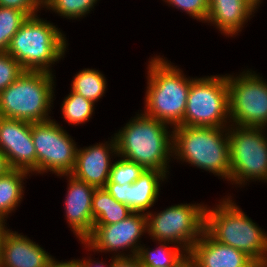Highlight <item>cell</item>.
<instances>
[{
    "label": "cell",
    "mask_w": 267,
    "mask_h": 267,
    "mask_svg": "<svg viewBox=\"0 0 267 267\" xmlns=\"http://www.w3.org/2000/svg\"><path fill=\"white\" fill-rule=\"evenodd\" d=\"M169 125L136 114L122 129L114 133L118 158L142 165L146 170H158L169 175V162L173 158V130ZM171 157V158H170Z\"/></svg>",
    "instance_id": "6da1fadb"
},
{
    "label": "cell",
    "mask_w": 267,
    "mask_h": 267,
    "mask_svg": "<svg viewBox=\"0 0 267 267\" xmlns=\"http://www.w3.org/2000/svg\"><path fill=\"white\" fill-rule=\"evenodd\" d=\"M147 64V87L143 113L173 128L184 118L190 84L184 72L165 57L154 56Z\"/></svg>",
    "instance_id": "7a4b0ae2"
},
{
    "label": "cell",
    "mask_w": 267,
    "mask_h": 267,
    "mask_svg": "<svg viewBox=\"0 0 267 267\" xmlns=\"http://www.w3.org/2000/svg\"><path fill=\"white\" fill-rule=\"evenodd\" d=\"M231 199V196H225L214 208L206 205L204 230L216 241L246 253L264 266L267 262V233Z\"/></svg>",
    "instance_id": "3957f363"
},
{
    "label": "cell",
    "mask_w": 267,
    "mask_h": 267,
    "mask_svg": "<svg viewBox=\"0 0 267 267\" xmlns=\"http://www.w3.org/2000/svg\"><path fill=\"white\" fill-rule=\"evenodd\" d=\"M173 130V159L230 181L228 127L179 125Z\"/></svg>",
    "instance_id": "277c9868"
},
{
    "label": "cell",
    "mask_w": 267,
    "mask_h": 267,
    "mask_svg": "<svg viewBox=\"0 0 267 267\" xmlns=\"http://www.w3.org/2000/svg\"><path fill=\"white\" fill-rule=\"evenodd\" d=\"M38 16L28 17L12 37L6 53L14 57L24 71L52 74V65L64 58L68 43L62 30Z\"/></svg>",
    "instance_id": "5b68a950"
},
{
    "label": "cell",
    "mask_w": 267,
    "mask_h": 267,
    "mask_svg": "<svg viewBox=\"0 0 267 267\" xmlns=\"http://www.w3.org/2000/svg\"><path fill=\"white\" fill-rule=\"evenodd\" d=\"M54 74L43 71H23L0 92V116L31 123L51 120L54 94Z\"/></svg>",
    "instance_id": "8992f818"
},
{
    "label": "cell",
    "mask_w": 267,
    "mask_h": 267,
    "mask_svg": "<svg viewBox=\"0 0 267 267\" xmlns=\"http://www.w3.org/2000/svg\"><path fill=\"white\" fill-rule=\"evenodd\" d=\"M227 74L196 78L191 82L183 121L193 127H229Z\"/></svg>",
    "instance_id": "52a82bcc"
},
{
    "label": "cell",
    "mask_w": 267,
    "mask_h": 267,
    "mask_svg": "<svg viewBox=\"0 0 267 267\" xmlns=\"http://www.w3.org/2000/svg\"><path fill=\"white\" fill-rule=\"evenodd\" d=\"M266 128L230 124V182L243 187L247 182H267Z\"/></svg>",
    "instance_id": "ba28073f"
},
{
    "label": "cell",
    "mask_w": 267,
    "mask_h": 267,
    "mask_svg": "<svg viewBox=\"0 0 267 267\" xmlns=\"http://www.w3.org/2000/svg\"><path fill=\"white\" fill-rule=\"evenodd\" d=\"M203 204H175L160 212L147 211V234L158 242H169L187 253L201 237L205 226Z\"/></svg>",
    "instance_id": "9c48e42d"
},
{
    "label": "cell",
    "mask_w": 267,
    "mask_h": 267,
    "mask_svg": "<svg viewBox=\"0 0 267 267\" xmlns=\"http://www.w3.org/2000/svg\"><path fill=\"white\" fill-rule=\"evenodd\" d=\"M252 70L227 74L230 123L267 127V82Z\"/></svg>",
    "instance_id": "30bf717a"
},
{
    "label": "cell",
    "mask_w": 267,
    "mask_h": 267,
    "mask_svg": "<svg viewBox=\"0 0 267 267\" xmlns=\"http://www.w3.org/2000/svg\"><path fill=\"white\" fill-rule=\"evenodd\" d=\"M36 150V173L71 174L76 162L77 144L56 120L32 123Z\"/></svg>",
    "instance_id": "8fae6325"
},
{
    "label": "cell",
    "mask_w": 267,
    "mask_h": 267,
    "mask_svg": "<svg viewBox=\"0 0 267 267\" xmlns=\"http://www.w3.org/2000/svg\"><path fill=\"white\" fill-rule=\"evenodd\" d=\"M146 232V213L133 212L126 219L118 223L94 225L92 233L81 244L85 246L84 248L88 249L87 251L95 253L96 251L101 253H113L115 251L114 257L136 256L141 245L139 240H141L140 238ZM127 249L132 254L123 252Z\"/></svg>",
    "instance_id": "7c38bea8"
},
{
    "label": "cell",
    "mask_w": 267,
    "mask_h": 267,
    "mask_svg": "<svg viewBox=\"0 0 267 267\" xmlns=\"http://www.w3.org/2000/svg\"><path fill=\"white\" fill-rule=\"evenodd\" d=\"M0 150L11 169L36 173L31 122L0 116Z\"/></svg>",
    "instance_id": "4fadbf2b"
},
{
    "label": "cell",
    "mask_w": 267,
    "mask_h": 267,
    "mask_svg": "<svg viewBox=\"0 0 267 267\" xmlns=\"http://www.w3.org/2000/svg\"><path fill=\"white\" fill-rule=\"evenodd\" d=\"M77 149L75 167L71 173L75 178L95 188H104L111 171L113 161L118 157L116 140Z\"/></svg>",
    "instance_id": "5bb4252c"
},
{
    "label": "cell",
    "mask_w": 267,
    "mask_h": 267,
    "mask_svg": "<svg viewBox=\"0 0 267 267\" xmlns=\"http://www.w3.org/2000/svg\"><path fill=\"white\" fill-rule=\"evenodd\" d=\"M67 177L68 187L64 201L65 217L74 235L83 242L93 231L94 219L92 215V196L95 187L75 178L71 174Z\"/></svg>",
    "instance_id": "9a60e30c"
},
{
    "label": "cell",
    "mask_w": 267,
    "mask_h": 267,
    "mask_svg": "<svg viewBox=\"0 0 267 267\" xmlns=\"http://www.w3.org/2000/svg\"><path fill=\"white\" fill-rule=\"evenodd\" d=\"M167 177L165 173L158 170H145L133 184L119 185L115 182H107L104 188L133 212L146 213L145 211L151 209L158 200L160 184Z\"/></svg>",
    "instance_id": "2e32d148"
},
{
    "label": "cell",
    "mask_w": 267,
    "mask_h": 267,
    "mask_svg": "<svg viewBox=\"0 0 267 267\" xmlns=\"http://www.w3.org/2000/svg\"><path fill=\"white\" fill-rule=\"evenodd\" d=\"M190 267H253L246 253L213 239L205 230L188 253Z\"/></svg>",
    "instance_id": "e0dca14e"
},
{
    "label": "cell",
    "mask_w": 267,
    "mask_h": 267,
    "mask_svg": "<svg viewBox=\"0 0 267 267\" xmlns=\"http://www.w3.org/2000/svg\"><path fill=\"white\" fill-rule=\"evenodd\" d=\"M54 259L50 253L26 235L10 229L5 234L0 267H48Z\"/></svg>",
    "instance_id": "ac0fdd59"
},
{
    "label": "cell",
    "mask_w": 267,
    "mask_h": 267,
    "mask_svg": "<svg viewBox=\"0 0 267 267\" xmlns=\"http://www.w3.org/2000/svg\"><path fill=\"white\" fill-rule=\"evenodd\" d=\"M255 12L257 10L246 0H209L205 23L213 24L221 34L233 37L242 31Z\"/></svg>",
    "instance_id": "d6986e66"
},
{
    "label": "cell",
    "mask_w": 267,
    "mask_h": 267,
    "mask_svg": "<svg viewBox=\"0 0 267 267\" xmlns=\"http://www.w3.org/2000/svg\"><path fill=\"white\" fill-rule=\"evenodd\" d=\"M94 225H110L126 219L133 211L118 202L105 188H96L92 196Z\"/></svg>",
    "instance_id": "ffe728a7"
},
{
    "label": "cell",
    "mask_w": 267,
    "mask_h": 267,
    "mask_svg": "<svg viewBox=\"0 0 267 267\" xmlns=\"http://www.w3.org/2000/svg\"><path fill=\"white\" fill-rule=\"evenodd\" d=\"M30 174L26 171L10 169L0 176V218H8V215L17 209L24 196V182Z\"/></svg>",
    "instance_id": "44dd1931"
},
{
    "label": "cell",
    "mask_w": 267,
    "mask_h": 267,
    "mask_svg": "<svg viewBox=\"0 0 267 267\" xmlns=\"http://www.w3.org/2000/svg\"><path fill=\"white\" fill-rule=\"evenodd\" d=\"M158 243L160 245L155 249L140 245L136 256L144 267H180L188 259V253L182 247L169 242Z\"/></svg>",
    "instance_id": "7402d4cb"
},
{
    "label": "cell",
    "mask_w": 267,
    "mask_h": 267,
    "mask_svg": "<svg viewBox=\"0 0 267 267\" xmlns=\"http://www.w3.org/2000/svg\"><path fill=\"white\" fill-rule=\"evenodd\" d=\"M106 78L99 70L85 68L75 74L71 90L93 103L103 97L106 91Z\"/></svg>",
    "instance_id": "603a6c76"
},
{
    "label": "cell",
    "mask_w": 267,
    "mask_h": 267,
    "mask_svg": "<svg viewBox=\"0 0 267 267\" xmlns=\"http://www.w3.org/2000/svg\"><path fill=\"white\" fill-rule=\"evenodd\" d=\"M94 106L95 103L71 90L64 98L60 108L64 120L69 125L77 126L90 120L95 109Z\"/></svg>",
    "instance_id": "cb8c5ba5"
},
{
    "label": "cell",
    "mask_w": 267,
    "mask_h": 267,
    "mask_svg": "<svg viewBox=\"0 0 267 267\" xmlns=\"http://www.w3.org/2000/svg\"><path fill=\"white\" fill-rule=\"evenodd\" d=\"M28 17L24 11L0 6V53L7 51L12 37Z\"/></svg>",
    "instance_id": "d4e9b609"
},
{
    "label": "cell",
    "mask_w": 267,
    "mask_h": 267,
    "mask_svg": "<svg viewBox=\"0 0 267 267\" xmlns=\"http://www.w3.org/2000/svg\"><path fill=\"white\" fill-rule=\"evenodd\" d=\"M99 0H46L43 8L57 13L67 19L85 17Z\"/></svg>",
    "instance_id": "484cf974"
},
{
    "label": "cell",
    "mask_w": 267,
    "mask_h": 267,
    "mask_svg": "<svg viewBox=\"0 0 267 267\" xmlns=\"http://www.w3.org/2000/svg\"><path fill=\"white\" fill-rule=\"evenodd\" d=\"M145 170L142 165L120 157L112 163L107 182H115L119 185L133 184Z\"/></svg>",
    "instance_id": "4316f807"
},
{
    "label": "cell",
    "mask_w": 267,
    "mask_h": 267,
    "mask_svg": "<svg viewBox=\"0 0 267 267\" xmlns=\"http://www.w3.org/2000/svg\"><path fill=\"white\" fill-rule=\"evenodd\" d=\"M176 9L186 12L193 19L200 22H206L209 12V0H163Z\"/></svg>",
    "instance_id": "83f0119b"
},
{
    "label": "cell",
    "mask_w": 267,
    "mask_h": 267,
    "mask_svg": "<svg viewBox=\"0 0 267 267\" xmlns=\"http://www.w3.org/2000/svg\"><path fill=\"white\" fill-rule=\"evenodd\" d=\"M24 70L8 53H0V92L11 85Z\"/></svg>",
    "instance_id": "f1b7e54d"
},
{
    "label": "cell",
    "mask_w": 267,
    "mask_h": 267,
    "mask_svg": "<svg viewBox=\"0 0 267 267\" xmlns=\"http://www.w3.org/2000/svg\"><path fill=\"white\" fill-rule=\"evenodd\" d=\"M0 6L24 11L29 17L38 15L43 8L41 0H0Z\"/></svg>",
    "instance_id": "f546056e"
},
{
    "label": "cell",
    "mask_w": 267,
    "mask_h": 267,
    "mask_svg": "<svg viewBox=\"0 0 267 267\" xmlns=\"http://www.w3.org/2000/svg\"><path fill=\"white\" fill-rule=\"evenodd\" d=\"M112 267H144L137 256L114 257L112 256Z\"/></svg>",
    "instance_id": "4dcf8cb0"
},
{
    "label": "cell",
    "mask_w": 267,
    "mask_h": 267,
    "mask_svg": "<svg viewBox=\"0 0 267 267\" xmlns=\"http://www.w3.org/2000/svg\"><path fill=\"white\" fill-rule=\"evenodd\" d=\"M110 260H111V262H109L110 264L107 265V264H105L104 261L100 262V261L93 260V259L88 258V257L82 258V260L81 259H77V260L74 259L77 267H112V257Z\"/></svg>",
    "instance_id": "1f68e13d"
},
{
    "label": "cell",
    "mask_w": 267,
    "mask_h": 267,
    "mask_svg": "<svg viewBox=\"0 0 267 267\" xmlns=\"http://www.w3.org/2000/svg\"><path fill=\"white\" fill-rule=\"evenodd\" d=\"M11 168L9 167L8 161L4 153L0 150V176H3Z\"/></svg>",
    "instance_id": "d6a6232c"
},
{
    "label": "cell",
    "mask_w": 267,
    "mask_h": 267,
    "mask_svg": "<svg viewBox=\"0 0 267 267\" xmlns=\"http://www.w3.org/2000/svg\"><path fill=\"white\" fill-rule=\"evenodd\" d=\"M7 219L0 218V255H1V248L3 244V240L5 237V234L9 231L7 227V223L5 222Z\"/></svg>",
    "instance_id": "836d02e7"
},
{
    "label": "cell",
    "mask_w": 267,
    "mask_h": 267,
    "mask_svg": "<svg viewBox=\"0 0 267 267\" xmlns=\"http://www.w3.org/2000/svg\"><path fill=\"white\" fill-rule=\"evenodd\" d=\"M48 267H77L76 266V263H75V261H74V259L73 260H70V261H56L55 259H54V261L48 266Z\"/></svg>",
    "instance_id": "e575fe53"
},
{
    "label": "cell",
    "mask_w": 267,
    "mask_h": 267,
    "mask_svg": "<svg viewBox=\"0 0 267 267\" xmlns=\"http://www.w3.org/2000/svg\"><path fill=\"white\" fill-rule=\"evenodd\" d=\"M250 5H252L256 10L260 7L262 0H246Z\"/></svg>",
    "instance_id": "d590c367"
},
{
    "label": "cell",
    "mask_w": 267,
    "mask_h": 267,
    "mask_svg": "<svg viewBox=\"0 0 267 267\" xmlns=\"http://www.w3.org/2000/svg\"><path fill=\"white\" fill-rule=\"evenodd\" d=\"M180 267H190L189 258Z\"/></svg>",
    "instance_id": "8d00e7d4"
},
{
    "label": "cell",
    "mask_w": 267,
    "mask_h": 267,
    "mask_svg": "<svg viewBox=\"0 0 267 267\" xmlns=\"http://www.w3.org/2000/svg\"><path fill=\"white\" fill-rule=\"evenodd\" d=\"M253 267H264V266L261 265V264L256 263Z\"/></svg>",
    "instance_id": "74e56055"
}]
</instances>
